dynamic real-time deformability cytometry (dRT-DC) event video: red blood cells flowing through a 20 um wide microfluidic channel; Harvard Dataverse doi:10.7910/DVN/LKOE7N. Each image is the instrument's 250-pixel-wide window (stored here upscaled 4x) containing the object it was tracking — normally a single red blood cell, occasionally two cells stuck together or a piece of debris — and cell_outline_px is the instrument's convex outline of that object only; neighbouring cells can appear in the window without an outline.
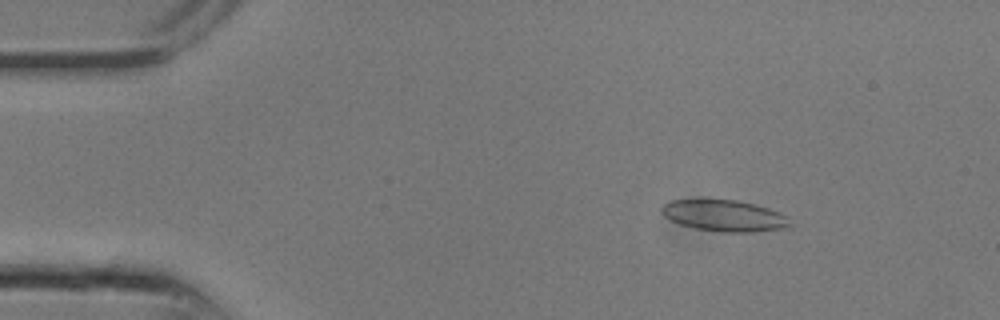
{"species": "common noctule bat (a hibernating species)", "species_latin": "Nyctalus noctula", "temperature_condition": "room temperature", "stored_images_in_passage": 6, "camera_frame_rate_fps": 3000, "um_per_image_px": 0.085, "animal": {"sex": "male", "body_mass_g": 13.3}, "frame": {"image": 1, "passage_image": 1, "time_ms": 0.0, "image_size_px": [1000, 320], "cell_outline_px": [[792, 224], [784, 228], [752, 232], [724, 232], [696, 228], [680, 224], [664, 216], [660, 212], [660, 208], [664, 204], [672, 200], [736, 200], [756, 204], [768, 208], [788, 216]], "centroid_in_image_um": [61.58, 18.33], "position_along_channel_um": 23.4, "area_um2": 23.29}}